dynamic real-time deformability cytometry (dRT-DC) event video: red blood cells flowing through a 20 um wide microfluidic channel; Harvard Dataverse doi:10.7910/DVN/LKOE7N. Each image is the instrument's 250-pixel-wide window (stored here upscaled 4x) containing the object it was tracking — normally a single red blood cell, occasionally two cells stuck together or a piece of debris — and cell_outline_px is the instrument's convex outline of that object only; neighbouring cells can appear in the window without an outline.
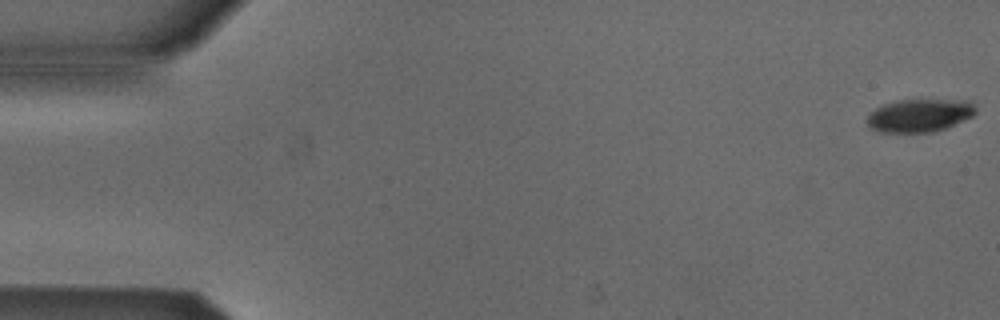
{"species": "Egyptian fruit bat (a non-hibernating species)", "species_latin": "Rousettus aegyptiacus", "temperature_condition": "cold", "stored_images_in_passage": 53, "camera_frame_rate_fps": 3000, "um_per_image_px": 0.085, "animal": {"sex": "male"}, "frame": {"image": 1, "passage_image": 1, "time_ms": 0.0, "image_size_px": [1000, 320], "cell_outline_px": [[976, 112], [972, 116], [944, 128], [932, 132], [884, 132], [872, 128], [868, 124], [868, 116], [876, 108], [884, 104], [900, 100], [972, 100], [976, 108]], "centroid_in_image_um": [78.2, 9.79], "position_along_channel_um": 6.8, "area_um2": 20.52}}
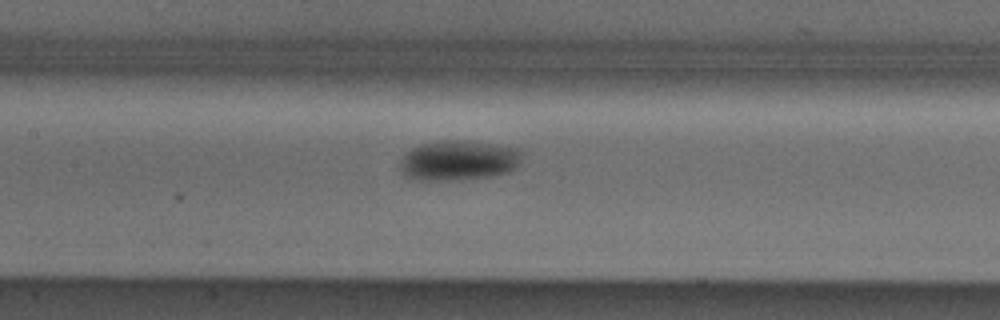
{"frame": {"image": 2, "passage_image": 25, "time_ms": 8.0, "image_size_px": [1000, 320], "cell_outline_px": [[520, 160], [516, 168], [508, 172], [492, 176], [460, 180], [416, 180], [408, 176], [400, 168], [404, 152], [420, 144], [440, 140], [468, 140], [516, 148], [520, 152]], "centroid_in_image_um": [38.96, 13.63], "position_along_channel_um": 168.4, "area_um2": 28.44}}
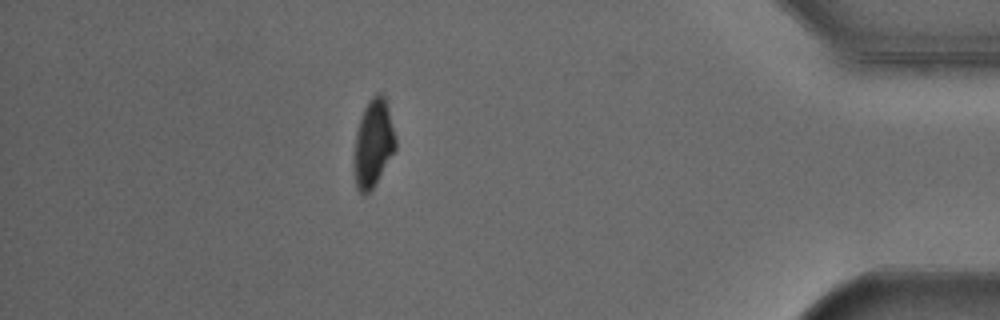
{"frame": {"image": 3, "passage_image": 47, "time_ms": 15.333, "image_size_px": [1000, 320], "cell_outline_px": [[396, 148], [372, 188], [364, 196], [356, 188], [352, 168], [356, 132], [364, 108], [368, 100], [376, 92], [380, 92], [384, 96], [388, 108], [396, 140]], "centroid_in_image_um": [31.69, 12.19], "position_along_channel_um": 403.5, "area_um2": 21.15}, "authors_computed_cell_mechanics": {"area_um2": 23.3512, "velocity_mm_per_s": 3.8614, "shape_relaxation_time_tau1_ms": 2.0985, "shape_relaxation_time_tau2_ms": null, "deformation_change_tau1": 0.11, "deformation_change_tau2": null}}